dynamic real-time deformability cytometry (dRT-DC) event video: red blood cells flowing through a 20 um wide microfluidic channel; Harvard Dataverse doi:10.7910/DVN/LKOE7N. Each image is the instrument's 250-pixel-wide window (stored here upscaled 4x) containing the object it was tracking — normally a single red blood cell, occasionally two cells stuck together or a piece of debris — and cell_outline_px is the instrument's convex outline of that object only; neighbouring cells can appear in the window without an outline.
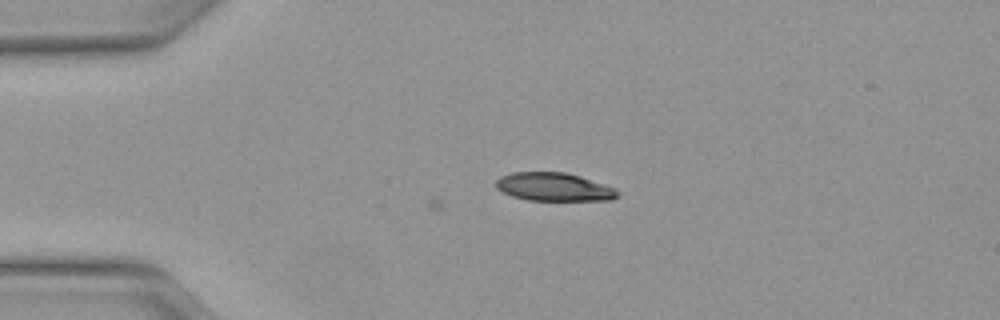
{"species": "Egyptian fruit bat (a non-hibernating species)", "species_latin": "Rousettus aegyptiacus", "temperature_condition": "warm", "stored_images_in_passage": 8, "camera_frame_rate_fps": 3000, "um_per_image_px": 0.085, "animal": {"sex": "female"}, "frame": {"image": 1, "passage_image": 8, "time_ms": 2.333, "image_size_px": [1000, 320], "cell_outline_px": [[620, 192], [612, 200], [528, 200], [512, 196], [496, 188], [496, 180], [500, 176], [512, 172], [564, 172], [580, 176], [616, 188]], "centroid_in_image_um": [47.08, 15.88], "position_along_channel_um": 37.9, "area_um2": 20.0}}